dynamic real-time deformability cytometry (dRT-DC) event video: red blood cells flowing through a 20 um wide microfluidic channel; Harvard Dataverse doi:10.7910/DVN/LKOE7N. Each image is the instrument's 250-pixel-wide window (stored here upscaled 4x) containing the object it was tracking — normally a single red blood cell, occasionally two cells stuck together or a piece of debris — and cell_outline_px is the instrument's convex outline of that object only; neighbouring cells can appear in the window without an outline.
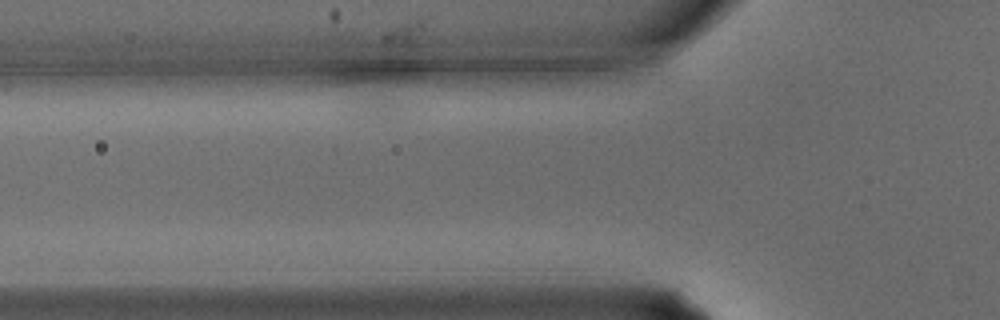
{"species": "common noctule bat (a hibernating species)", "species_latin": "Nyctalus noctula", "temperature_condition": "warm", "stored_images_in_passage": 4, "camera_frame_rate_fps": 3000, "um_per_image_px": 0.085, "animal": {"sex": "male", "body_mass_g": 15.6}, "frame": {"image": 1, "passage_image": 4, "time_ms": 1.0, "image_size_px": [1000, 320], "cell_outline_px": [[548, 132], [544, 136], [536, 140], [484, 144], [428, 144], [412, 140], [416, 136], [424, 132], [444, 128], [512, 128]], "centroid_in_image_um": [40.6, 11.55], "position_along_channel_um": 85.2, "area_um2": 12.66}}